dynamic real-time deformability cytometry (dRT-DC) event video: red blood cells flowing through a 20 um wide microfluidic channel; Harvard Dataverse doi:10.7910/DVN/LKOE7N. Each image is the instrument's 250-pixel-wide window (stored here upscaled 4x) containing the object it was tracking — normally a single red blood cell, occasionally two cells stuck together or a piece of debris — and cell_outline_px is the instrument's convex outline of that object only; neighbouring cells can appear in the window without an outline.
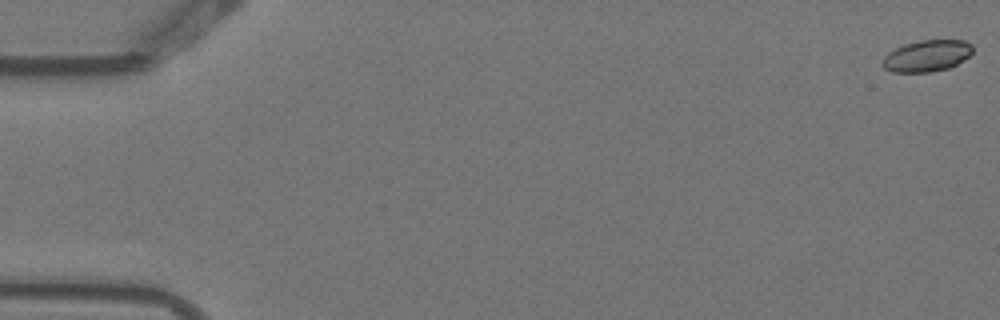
{"species": "Egyptian fruit bat (a non-hibernating species)", "species_latin": "Rousettus aegyptiacus", "temperature_condition": "warm", "stored_images_in_passage": 2, "camera_frame_rate_fps": 3000, "um_per_image_px": 0.085, "animal": {"sex": "female"}, "frame": {"image": 1, "passage_image": 1, "time_ms": 0.0, "image_size_px": [1000, 320], "cell_outline_px": [[972, 52], [964, 60], [948, 68], [928, 72], [892, 72], [884, 68], [880, 64], [880, 60], [888, 52], [904, 44], [920, 40], [964, 40], [972, 44]], "centroid_in_image_um": [78.74, 4.74], "position_along_channel_um": 6.3, "area_um2": 16.65}}